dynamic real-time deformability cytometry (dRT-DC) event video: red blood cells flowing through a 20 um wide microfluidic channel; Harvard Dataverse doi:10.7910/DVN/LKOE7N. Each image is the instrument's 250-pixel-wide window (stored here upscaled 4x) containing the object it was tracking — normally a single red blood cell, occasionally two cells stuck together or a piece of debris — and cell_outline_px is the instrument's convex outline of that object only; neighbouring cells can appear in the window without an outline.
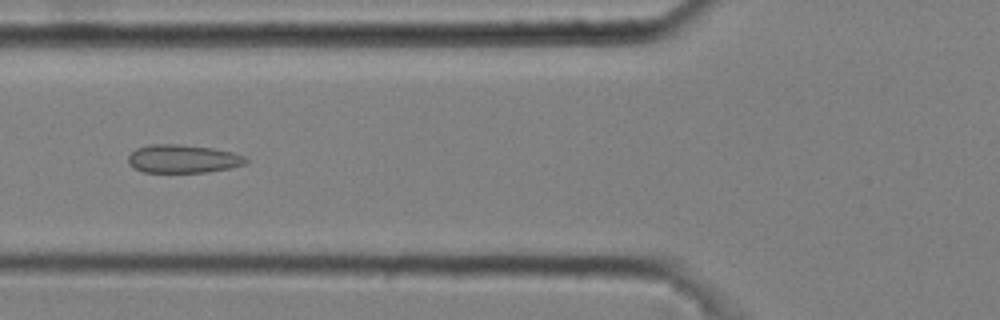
{"species": "common noctule bat (a hibernating species)", "species_latin": "Nyctalus noctula", "temperature_condition": "cold", "stored_images_in_passage": 6, "camera_frame_rate_fps": 3000, "um_per_image_px": 0.085, "animal": {"sex": "male", "body_mass_g": 20.4}, "frame": {"image": 1, "passage_image": 6, "time_ms": 1.667, "image_size_px": [1000, 320], "cell_outline_px": [[248, 160], [244, 164], [228, 168], [204, 172], [144, 172], [132, 168], [128, 164], [128, 156], [136, 148], [148, 144], [180, 144], [212, 148], [232, 152], [244, 156]], "centroid_in_image_um": [15.49, 13.49], "position_along_channel_um": 110.3, "area_um2": 19.36}}